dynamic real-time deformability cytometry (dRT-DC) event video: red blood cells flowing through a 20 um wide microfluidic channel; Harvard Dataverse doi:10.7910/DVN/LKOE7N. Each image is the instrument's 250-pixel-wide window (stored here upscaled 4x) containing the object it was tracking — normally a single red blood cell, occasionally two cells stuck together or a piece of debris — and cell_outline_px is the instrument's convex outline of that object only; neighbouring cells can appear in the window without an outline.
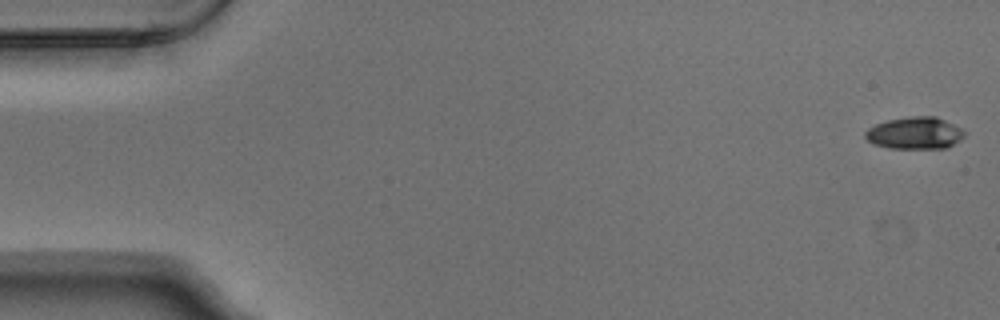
{"species": "Egyptian fruit bat (a non-hibernating species)", "species_latin": "Rousettus aegyptiacus", "temperature_condition": "warm", "stored_images_in_passage": 6, "camera_frame_rate_fps": 3000, "um_per_image_px": 0.085, "animal": {"sex": "male"}, "frame": {"image": 1, "passage_image": 1, "time_ms": 0.0, "image_size_px": [1000, 320], "cell_outline_px": [[964, 136], [960, 140], [948, 148], [888, 148], [872, 144], [864, 136], [864, 132], [868, 128], [876, 124], [888, 120], [912, 116], [936, 116], [960, 128], [964, 132]], "centroid_in_image_um": [77.73, 11.32], "position_along_channel_um": 7.3, "area_um2": 18.5}}
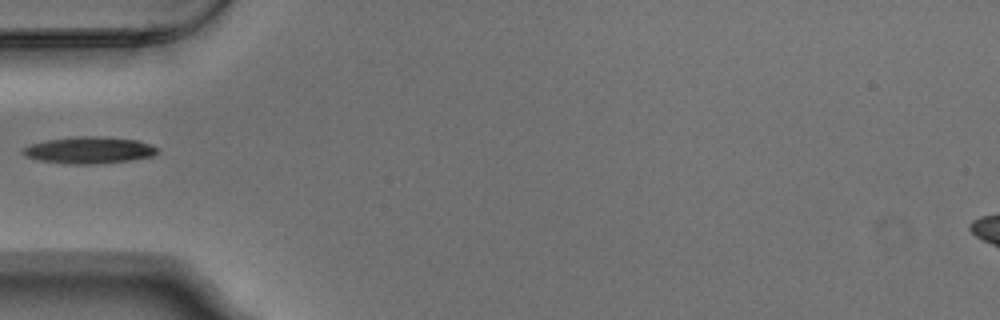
{"frame": {"image": 2, "passage_image": 5, "time_ms": 1.333, "image_size_px": [1000, 320], "cell_outline_px": [[160, 152], [152, 156], [128, 160], [100, 164], [64, 164], [40, 160], [24, 156], [20, 152], [20, 148], [32, 144], [48, 140], [76, 136], [96, 136], [136, 140], [152, 144], [160, 148]], "centroid_in_image_um": [7.57, 12.77], "position_along_channel_um": 77.4, "area_um2": 21.15}}
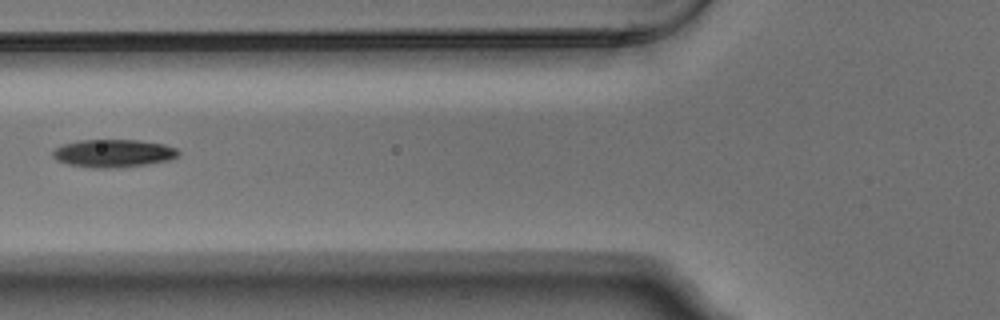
{"frame": {"image": 3, "passage_image": 6, "time_ms": 1.667, "image_size_px": [1000, 320], "cell_outline_px": [[180, 152], [172, 160], [148, 164], [120, 168], [92, 168], [68, 164], [56, 160], [52, 156], [52, 152], [56, 148], [64, 144], [80, 140], [136, 140], [164, 144], [176, 148]], "centroid_in_image_um": [9.65, 13.04], "position_along_channel_um": 116.2, "area_um2": 20.52}}